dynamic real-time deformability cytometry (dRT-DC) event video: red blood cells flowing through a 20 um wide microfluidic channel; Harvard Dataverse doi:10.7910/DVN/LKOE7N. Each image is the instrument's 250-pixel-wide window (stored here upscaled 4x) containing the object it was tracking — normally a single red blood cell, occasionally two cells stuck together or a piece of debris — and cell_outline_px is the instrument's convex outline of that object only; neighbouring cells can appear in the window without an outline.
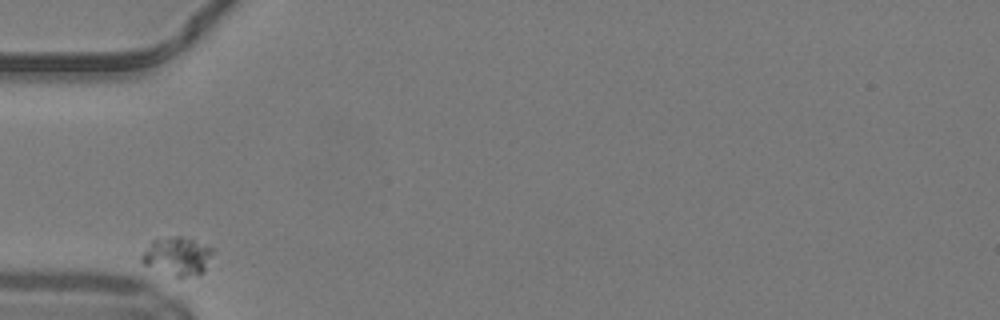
{"species": "common noctule bat (a hibernating species)", "species_latin": "Nyctalus noctula", "temperature_condition": "warm", "stored_images_in_passage": 29, "camera_frame_rate_fps": 3000, "um_per_image_px": 0.085, "animal": {"sex": "male", "body_mass_g": 19.2, "forearm_length_mm": 51.8}, "frame": {"image": 1, "passage_image": 1, "time_ms": 0.0, "image_size_px": [1000, 320], "cell_outline_px": [[212, 252], [204, 272], [196, 276], [180, 280], [144, 264], [140, 260], [140, 256], [152, 240], [172, 236], [180, 236], [192, 240], [212, 248]], "centroid_in_image_um": [15.05, 21.83], "position_along_channel_um": 69.9, "area_um2": 16.01}}
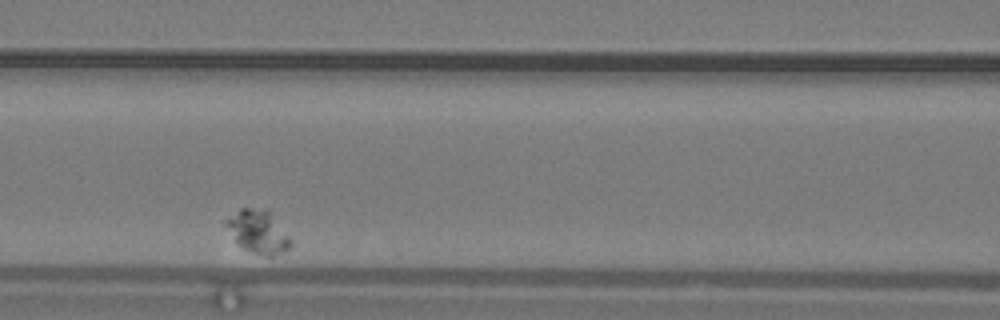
{"frame": {"image": 2, "passage_image": 8, "time_ms": 2.333, "image_size_px": [1000, 320], "cell_outline_px": [[292, 244], [288, 248], [272, 256], [268, 256], [244, 248], [236, 240], [224, 224], [224, 220], [240, 208], [264, 208], [268, 212], [292, 240]], "centroid_in_image_um": [21.91, 19.66], "position_along_channel_um": 144.7, "area_um2": 15.49}}
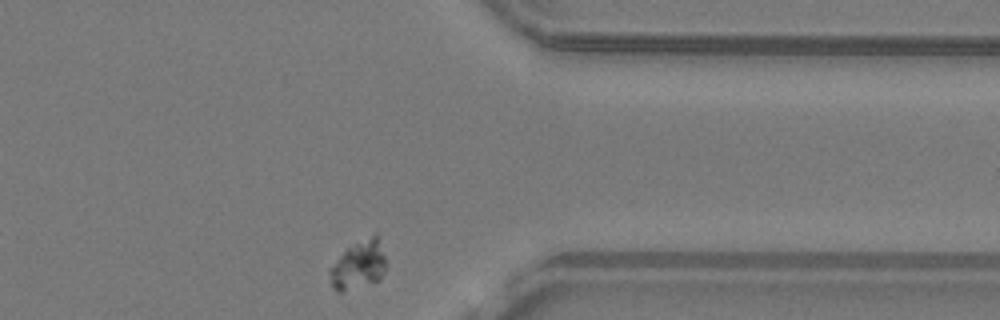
{"frame": {"image": 3, "passage_image": 29, "time_ms": 9.333, "image_size_px": [1000, 320], "cell_outline_px": [[388, 264], [380, 280], [340, 292], [336, 292], [332, 288], [328, 272], [328, 268], [348, 248], [376, 232]], "centroid_in_image_um": [30.49, 22.54], "position_along_channel_um": 380.9, "area_um2": 15.95}}